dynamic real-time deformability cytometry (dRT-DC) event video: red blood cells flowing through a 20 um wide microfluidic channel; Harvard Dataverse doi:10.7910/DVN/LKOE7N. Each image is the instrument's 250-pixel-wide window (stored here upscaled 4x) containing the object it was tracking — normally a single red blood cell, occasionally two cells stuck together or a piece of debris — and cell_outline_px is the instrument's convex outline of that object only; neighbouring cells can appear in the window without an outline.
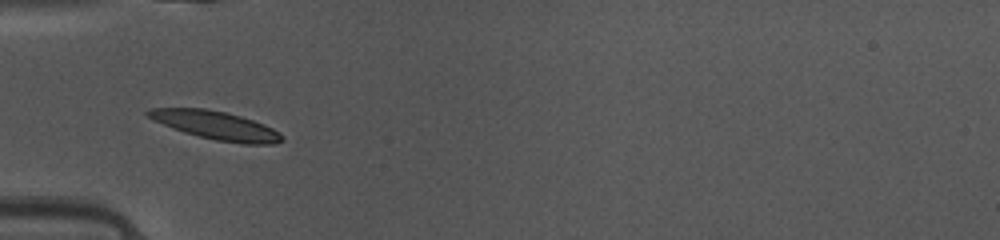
{"species": "common noctule bat (a hibernating species)", "species_latin": "Nyctalus noctula", "temperature_condition": "warm", "stored_images_in_passage": 34, "camera_frame_rate_fps": 3000, "um_per_image_px": 0.085, "animal": {"sex": "female", "body_mass_g": 10.0, "forearm_length_mm": 53.1}, "frame": {"image": 1, "passage_image": 2, "time_ms": 0.333, "image_size_px": [1000, 240], "cell_outline_px": [[284, 140], [276, 144], [244, 144], [216, 140], [184, 132], [172, 128], [152, 120], [144, 112], [152, 108], [204, 108], [228, 112], [264, 124], [280, 132], [284, 136]], "centroid_in_image_um": [18.38, 10.65], "position_along_channel_um": 66.6, "area_um2": 22.2}}
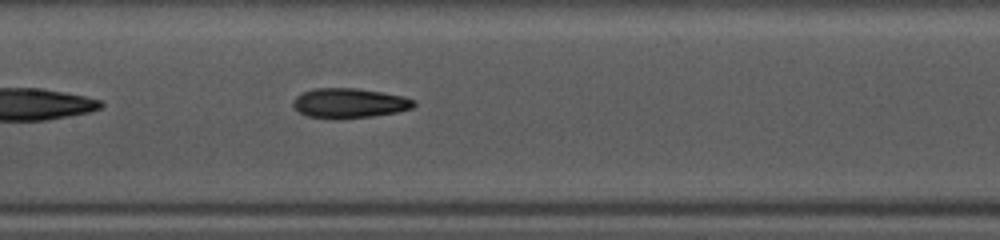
{"frame": {"image": 2, "passage_image": 10, "time_ms": 3.0, "image_size_px": [1000, 240], "cell_outline_px": [[416, 104], [412, 108], [396, 112], [372, 116], [340, 120], [332, 120], [308, 116], [300, 112], [292, 104], [292, 100], [296, 96], [312, 88], [356, 88], [404, 96], [416, 100]], "centroid_in_image_um": [29.68, 8.78], "position_along_channel_um": 177.7, "area_um2": 21.21}}
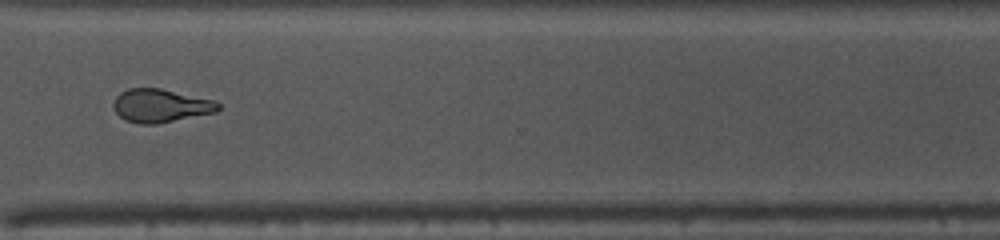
{"frame": {"image": 3, "passage_image": 23, "time_ms": 7.333, "image_size_px": [1000, 240], "cell_outline_px": [[220, 108], [216, 112], [156, 124], [140, 124], [124, 120], [116, 112], [112, 104], [116, 96], [120, 92], [128, 88], [160, 88], [212, 100], [220, 104]], "centroid_in_image_um": [13.61, 8.98], "position_along_channel_um": 357.0, "area_um2": 20.23}, "authors_computed_cell_mechanics": {"area_um2": 20.5479, "velocity_mm_per_s": 4.1479, "shape_relaxation_time_tau1_ms": 3.2968, "shape_relaxation_time_tau2_ms": 3.9495, "deformation_change_tau1": 0.1689, "deformation_change_tau2": 0.0982}}